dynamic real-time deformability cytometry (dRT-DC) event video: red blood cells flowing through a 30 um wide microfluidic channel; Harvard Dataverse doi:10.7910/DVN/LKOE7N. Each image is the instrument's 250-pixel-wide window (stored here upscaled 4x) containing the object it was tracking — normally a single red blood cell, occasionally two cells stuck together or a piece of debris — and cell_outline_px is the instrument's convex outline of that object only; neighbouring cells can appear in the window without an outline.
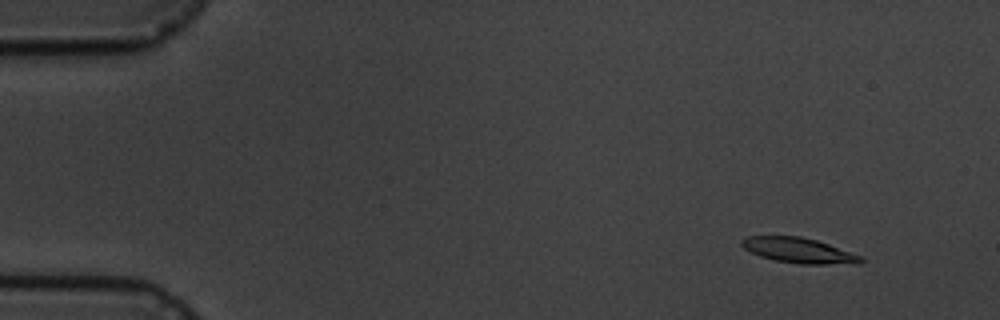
{"species": "common noctule bat (a hibernating species)", "species_latin": "Nyctalus noctula", "temperature_condition": "cold", "stored_images_in_passage": 9, "camera_frame_rate_fps": 3000, "um_per_image_px": 0.085, "animal": {"sex": "male", "body_mass_g": 19.5, "forearm_length_mm": 54.6}, "frame": {"image": 1, "passage_image": 2, "time_ms": 1.333, "image_size_px": [1000, 320], "cell_outline_px": [[864, 260], [860, 264], [800, 264], [776, 260], [760, 256], [744, 248], [740, 244], [740, 240], [748, 236], [800, 236], [816, 240], [864, 256]], "centroid_in_image_um": [67.94, 21.29], "position_along_channel_um": 17.1, "area_um2": 17.57}}
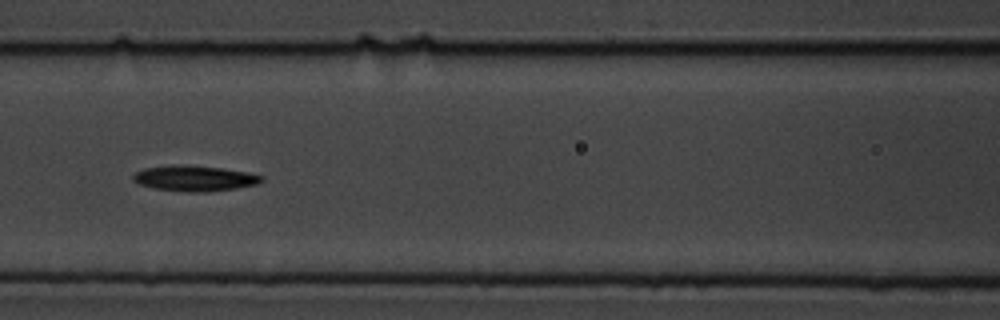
{"frame": {"image": 2, "passage_image": 8, "time_ms": 8.0, "image_size_px": [1000, 320], "cell_outline_px": [[264, 180], [256, 184], [236, 188], [208, 192], [188, 192], [152, 188], [140, 184], [132, 180], [132, 176], [136, 172], [144, 168], [172, 164], [180, 164], [220, 168], [248, 172], [264, 176]], "centroid_in_image_um": [16.52, 15.15], "position_along_channel_um": 150.1, "area_um2": 19.25}}
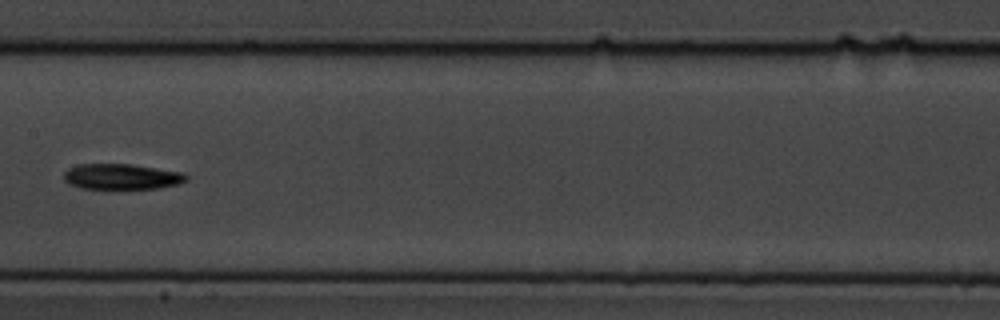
{"frame": {"image": 3, "passage_image": 9, "time_ms": 9.333, "image_size_px": [1000, 320], "cell_outline_px": [[188, 180], [180, 184], [160, 188], [80, 188], [68, 184], [64, 180], [64, 172], [68, 168], [80, 164], [132, 164], [184, 172], [188, 176]], "centroid_in_image_um": [10.37, 15.01], "position_along_channel_um": 197.0, "area_um2": 18.38}}